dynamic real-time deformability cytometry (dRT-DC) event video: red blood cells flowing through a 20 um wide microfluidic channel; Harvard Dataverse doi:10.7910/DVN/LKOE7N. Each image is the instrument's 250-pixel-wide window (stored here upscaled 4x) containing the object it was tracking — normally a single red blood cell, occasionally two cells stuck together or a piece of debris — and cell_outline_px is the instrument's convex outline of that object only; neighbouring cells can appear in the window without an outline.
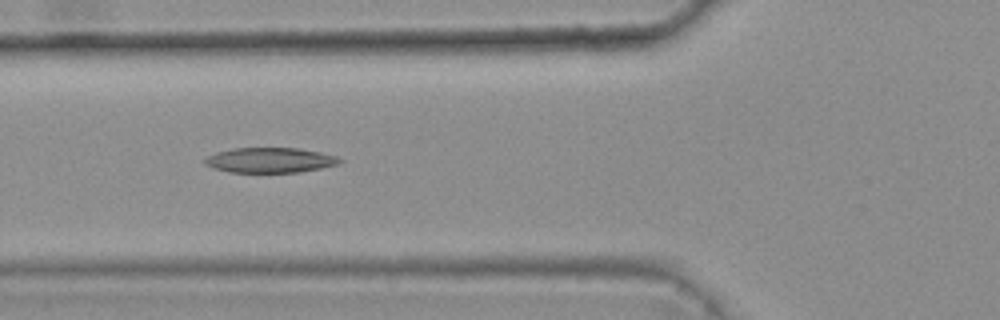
{"species": "common noctule bat (a hibernating species)", "species_latin": "Nyctalus noctula", "temperature_condition": "warm", "stored_images_in_passage": 3, "camera_frame_rate_fps": 3000, "um_per_image_px": 0.085, "animal": {"sex": "female", "body_mass_g": 25.1}, "frame": {"image": 1, "passage_image": 3, "time_ms": 0.667, "image_size_px": [1000, 320], "cell_outline_px": [[344, 160], [336, 164], [320, 168], [300, 172], [228, 172], [212, 168], [204, 164], [204, 160], [208, 156], [216, 152], [232, 148], [300, 148], [320, 152], [336, 156]], "centroid_in_image_um": [22.92, 13.61], "position_along_channel_um": 102.9, "area_um2": 19.71}}